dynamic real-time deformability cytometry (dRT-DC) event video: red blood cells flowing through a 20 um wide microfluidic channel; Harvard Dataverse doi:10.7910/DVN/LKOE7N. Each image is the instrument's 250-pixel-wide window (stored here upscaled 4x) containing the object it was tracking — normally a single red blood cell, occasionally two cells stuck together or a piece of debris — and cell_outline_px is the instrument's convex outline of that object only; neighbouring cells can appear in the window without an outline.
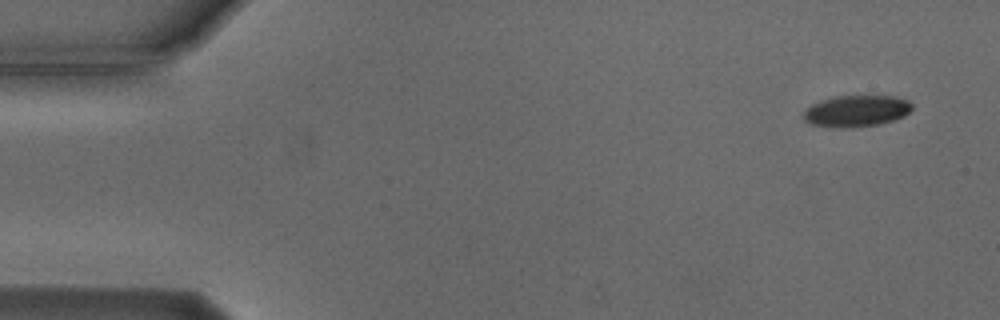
{"species": "Egyptian fruit bat (a non-hibernating species)", "species_latin": "Rousettus aegyptiacus", "temperature_condition": "cold", "stored_images_in_passage": 6, "camera_frame_rate_fps": 3000, "um_per_image_px": 0.085, "animal": {"sex": "male"}, "frame": {"image": 1, "passage_image": 1, "time_ms": 0.0, "image_size_px": [1000, 320], "cell_outline_px": [[912, 108], [904, 116], [892, 120], [876, 124], [852, 128], [832, 128], [812, 124], [804, 120], [804, 108], [820, 100], [836, 96], [896, 96], [908, 100], [912, 104]], "centroid_in_image_um": [72.76, 9.43], "position_along_channel_um": 12.2, "area_um2": 20.0}}
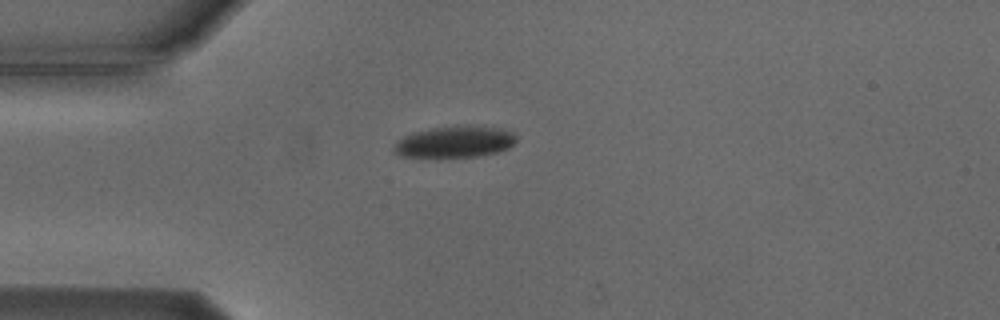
{"frame": {"image": 2, "passage_image": 4, "time_ms": 3.667, "image_size_px": [1000, 320], "cell_outline_px": [[516, 140], [508, 148], [500, 152], [476, 156], [400, 156], [392, 152], [392, 144], [396, 140], [412, 132], [428, 128], [472, 124], [500, 128], [512, 132], [516, 136]], "centroid_in_image_um": [38.62, 12.02], "position_along_channel_um": 46.4, "area_um2": 22.72}}
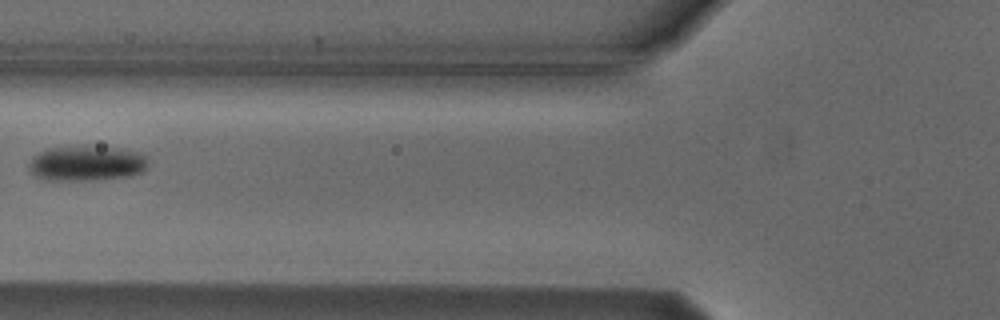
{"frame": {"image": 3, "passage_image": 6, "time_ms": 6.0, "image_size_px": [1000, 320], "cell_outline_px": [[148, 164], [140, 172], [128, 176], [88, 180], [52, 180], [36, 176], [32, 172], [28, 164], [32, 156], [48, 148], [120, 148], [144, 152], [148, 160]], "centroid_in_image_um": [7.39, 13.89], "position_along_channel_um": 118.4, "area_um2": 23.81}}